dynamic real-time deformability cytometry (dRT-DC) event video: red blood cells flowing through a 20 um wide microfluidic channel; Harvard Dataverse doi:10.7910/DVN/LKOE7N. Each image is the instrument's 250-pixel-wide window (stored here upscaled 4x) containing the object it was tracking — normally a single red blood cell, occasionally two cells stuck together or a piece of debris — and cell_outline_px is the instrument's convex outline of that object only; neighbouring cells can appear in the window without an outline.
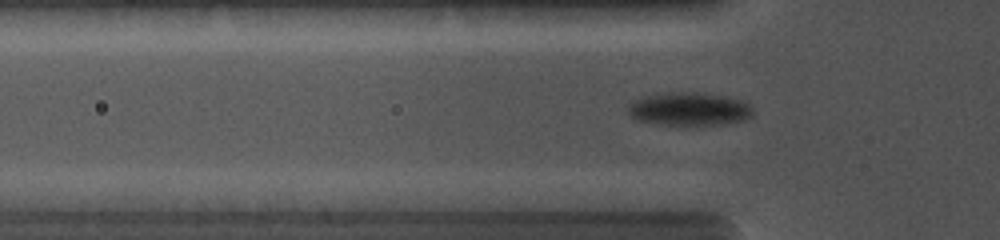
{"species": "common noctule bat (a hibernating species)", "species_latin": "Nyctalus noctula", "temperature_condition": "cold", "stored_images_in_passage": 31, "camera_frame_rate_fps": 5000, "um_per_image_px": 0.085, "animal": {"sex": "female", "body_mass_g": 19.0, "forearm_length_mm": 56.7}, "frame": {"image": 1, "passage_image": 3, "time_ms": 0.6, "image_size_px": [1000, 240], "cell_outline_px": [[752, 116], [744, 120], [724, 124], [660, 124], [640, 120], [632, 116], [628, 112], [628, 104], [636, 100], [648, 96], [672, 92], [696, 92], [720, 96], [740, 100], [748, 104], [752, 108]], "centroid_in_image_um": [58.6, 9.27], "position_along_channel_um": 67.2, "area_um2": 23.47}}
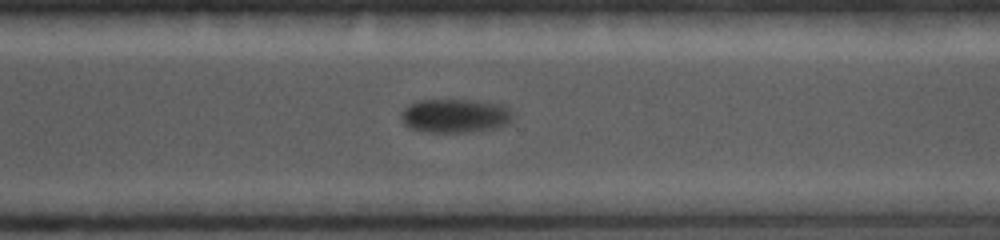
{"frame": {"image": 2, "passage_image": 20, "time_ms": 6.6, "image_size_px": [1000, 240], "cell_outline_px": [[512, 120], [508, 124], [496, 128], [472, 132], [424, 132], [408, 128], [404, 124], [400, 116], [404, 108], [408, 104], [416, 100], [476, 100], [500, 104], [508, 108], [512, 112]], "centroid_in_image_um": [38.66, 9.85], "position_along_channel_um": 331.9, "area_um2": 22.37}}
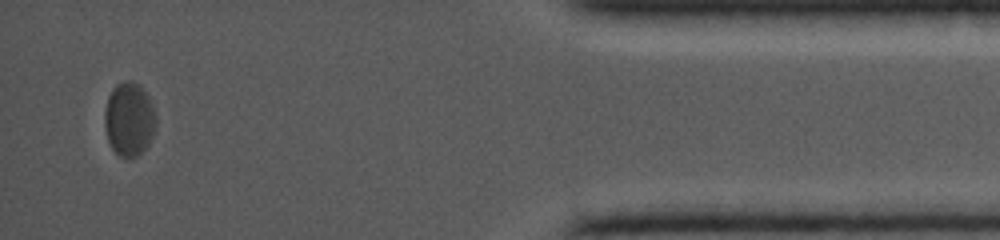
{"frame": {"image": 3, "passage_image": 29, "time_ms": 9.8, "image_size_px": [1000, 240], "cell_outline_px": [[156, 124], [152, 136], [148, 144], [136, 156], [128, 160], [120, 156], [112, 148], [108, 140], [104, 124], [104, 112], [108, 96], [112, 88], [116, 84], [124, 80], [132, 80], [140, 84], [148, 96], [152, 104], [156, 116]], "centroid_in_image_um": [10.97, 10.11], "position_along_channel_um": 424.2, "area_um2": 22.31}}